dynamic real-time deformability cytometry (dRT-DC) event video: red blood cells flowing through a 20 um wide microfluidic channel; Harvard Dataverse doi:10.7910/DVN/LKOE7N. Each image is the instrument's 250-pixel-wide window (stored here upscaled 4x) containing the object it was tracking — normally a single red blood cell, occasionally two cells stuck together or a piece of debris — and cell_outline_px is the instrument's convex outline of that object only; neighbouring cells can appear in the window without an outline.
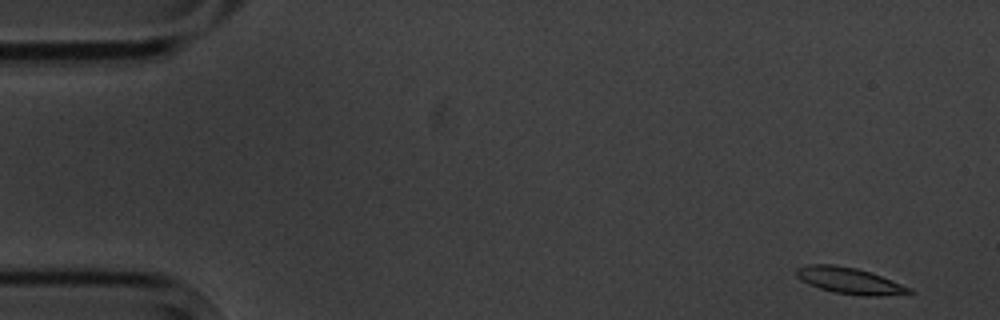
{"species": "common noctule bat (a hibernating species)", "species_latin": "Nyctalus noctula", "temperature_condition": "cold", "stored_images_in_passage": 4, "camera_frame_rate_fps": 3000, "um_per_image_px": 0.085, "animal": {"sex": "male", "body_mass_g": 20.1, "forearm_length_mm": 53.5}, "frame": {"image": 1, "passage_image": 1, "time_ms": 0.0, "image_size_px": [1000, 320], "cell_outline_px": [[916, 292], [880, 296], [860, 296], [832, 292], [808, 284], [800, 280], [796, 276], [796, 268], [808, 264], [832, 264], [856, 268], [880, 276], [912, 288]], "centroid_in_image_um": [72.18, 23.86], "position_along_channel_um": 12.8, "area_um2": 17.28}}
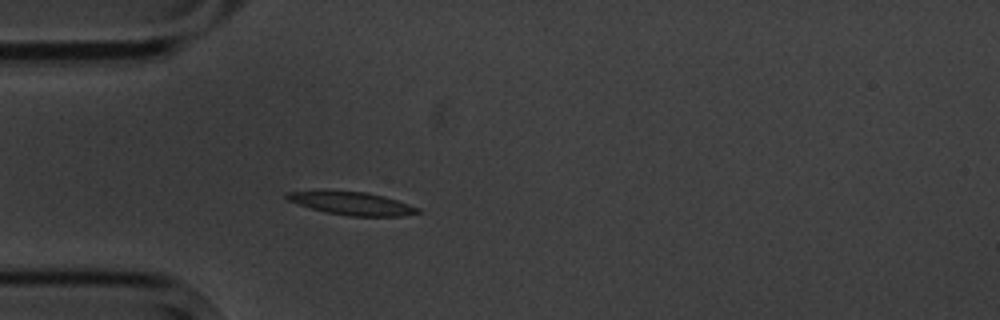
{"frame": {"image": 2, "passage_image": 4, "time_ms": 4.333, "image_size_px": [1000, 320], "cell_outline_px": [[420, 212], [404, 216], [352, 216], [328, 212], [312, 208], [288, 200], [284, 196], [284, 192], [368, 192], [384, 196], [420, 208]], "centroid_in_image_um": [29.99, 17.31], "position_along_channel_um": 55.0, "area_um2": 16.88}}